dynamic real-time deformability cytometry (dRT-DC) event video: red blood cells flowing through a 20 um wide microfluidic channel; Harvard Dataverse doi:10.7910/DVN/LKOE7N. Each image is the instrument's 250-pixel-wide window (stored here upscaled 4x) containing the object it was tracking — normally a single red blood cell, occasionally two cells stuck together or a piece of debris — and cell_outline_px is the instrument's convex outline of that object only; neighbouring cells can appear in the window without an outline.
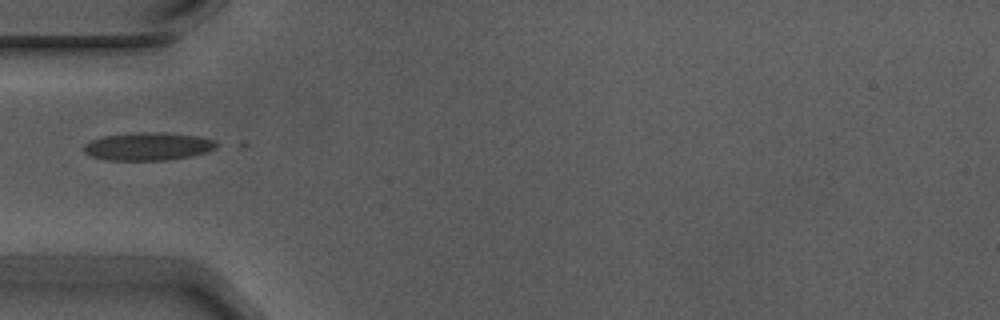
{"species": "Egyptian fruit bat (a non-hibernating species)", "species_latin": "Rousettus aegyptiacus", "temperature_condition": "warm", "stored_images_in_passage": 1, "camera_frame_rate_fps": 3000, "um_per_image_px": 0.085, "animal": {"sex": "male"}, "frame": {"image": 1, "passage_image": 1, "time_ms": 0.0, "image_size_px": [1000, 320], "cell_outline_px": [[216, 148], [192, 156], [164, 160], [108, 160], [92, 156], [84, 152], [84, 144], [92, 140], [104, 136], [140, 132], [164, 132], [200, 136], [216, 140]], "centroid_in_image_um": [12.61, 12.43], "position_along_channel_um": 72.4, "area_um2": 21.5}}